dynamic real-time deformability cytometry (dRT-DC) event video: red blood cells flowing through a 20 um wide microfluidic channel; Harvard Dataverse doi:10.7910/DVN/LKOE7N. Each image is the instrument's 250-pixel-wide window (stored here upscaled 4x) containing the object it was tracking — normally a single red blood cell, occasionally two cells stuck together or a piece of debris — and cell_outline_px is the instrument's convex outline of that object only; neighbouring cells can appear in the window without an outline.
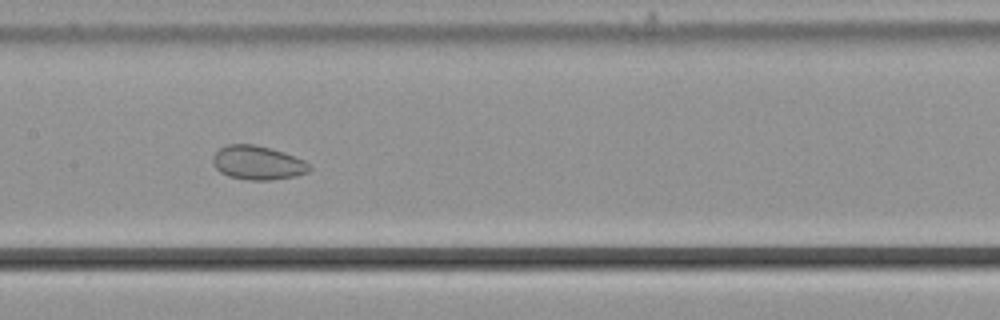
{"species": "common noctule bat (a hibernating species)", "species_latin": "Nyctalus noctula", "temperature_condition": "cold", "stored_images_in_passage": 42, "camera_frame_rate_fps": 3000, "um_per_image_px": 0.085, "animal": {"sex": "male", "body_mass_g": 21.5, "forearm_length_mm": 52.0}, "frame": {"image": 1, "passage_image": 18, "time_ms": 5.667, "image_size_px": [1000, 320], "cell_outline_px": [[312, 168], [308, 172], [296, 176], [272, 180], [248, 180], [228, 176], [220, 172], [212, 164], [212, 156], [220, 148], [228, 144], [252, 144], [284, 152], [304, 160], [312, 164]], "centroid_in_image_um": [21.91, 13.84], "position_along_channel_um": 185.5, "area_um2": 19.25}}
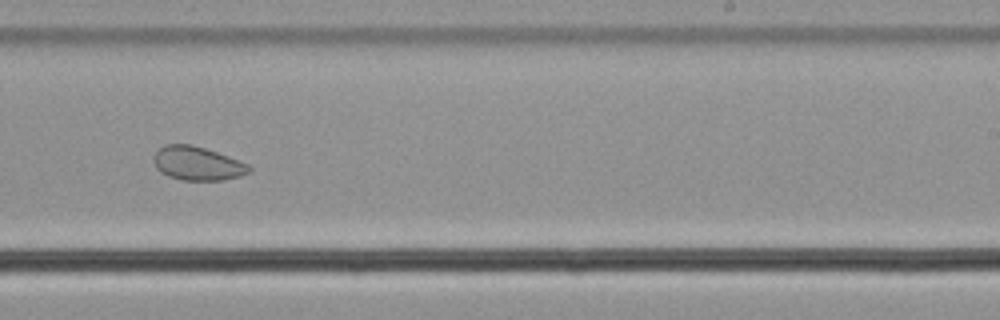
{"frame": {"image": 2, "passage_image": 25, "time_ms": 8.0, "image_size_px": [1000, 320], "cell_outline_px": [[252, 172], [240, 176], [224, 180], [180, 180], [168, 176], [160, 172], [156, 168], [156, 152], [164, 144], [192, 144], [228, 156], [248, 164], [252, 168]], "centroid_in_image_um": [16.82, 13.9], "position_along_channel_um": 272.2, "area_um2": 18.67}}
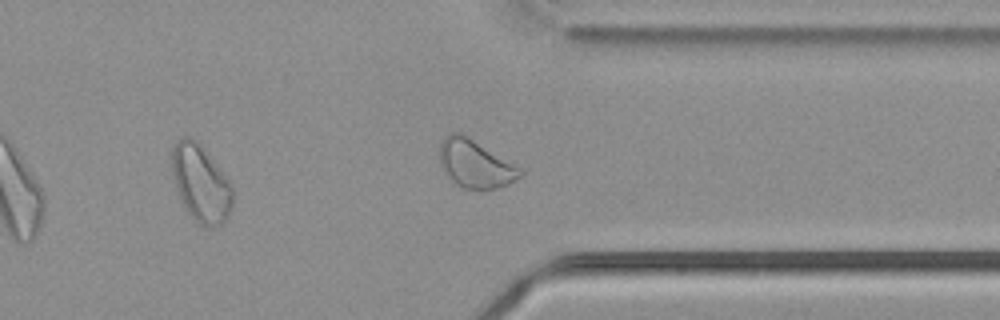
{"frame": {"image": 3, "passage_image": 33, "time_ms": 10.667, "image_size_px": [1000, 320], "cell_outline_px": [[232, 204], [228, 216], [216, 228], [204, 228], [188, 212], [180, 196], [172, 172], [172, 144], [176, 140], [184, 136], [188, 136], [196, 140], [200, 144], [232, 184]], "centroid_in_image_um": [17.07, 15.57], "position_along_channel_um": 394.3, "area_um2": 26.93}, "authors_computed_cell_mechanics": {"area_um2": 21.2415, "velocity_mm_per_s": 3.7235, "shape_relaxation_time_tau1_ms": null, "shape_relaxation_time_tau2_ms": 2.5447, "deformation_change_tau1": null, "deformation_change_tau2": 0.0605}}